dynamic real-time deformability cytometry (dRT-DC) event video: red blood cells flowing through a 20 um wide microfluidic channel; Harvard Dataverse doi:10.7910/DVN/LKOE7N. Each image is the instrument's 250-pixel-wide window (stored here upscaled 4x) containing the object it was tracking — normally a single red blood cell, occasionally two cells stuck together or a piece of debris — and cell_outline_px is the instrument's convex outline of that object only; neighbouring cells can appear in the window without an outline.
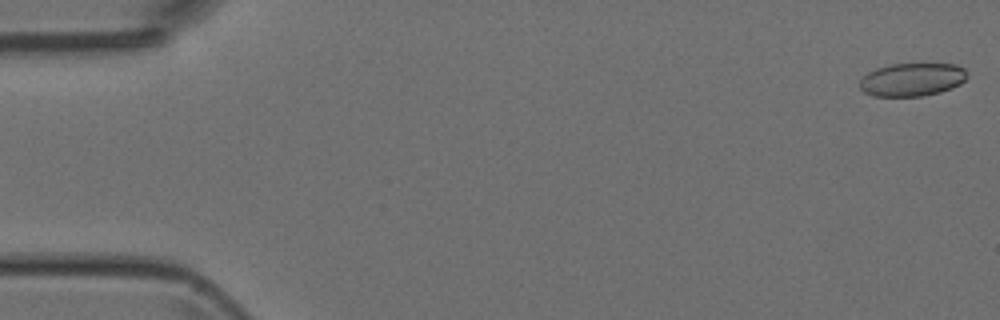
{"species": "Egyptian fruit bat (a non-hibernating species)", "species_latin": "Rousettus aegyptiacus", "temperature_condition": "room temperature", "stored_images_in_passage": 49, "camera_frame_rate_fps": 3000, "um_per_image_px": 0.085, "animal": {"sex": "female"}, "frame": {"image": 1, "passage_image": 1, "time_ms": 0.0, "image_size_px": [1000, 320], "cell_outline_px": [[968, 76], [960, 84], [952, 88], [940, 92], [924, 96], [872, 96], [864, 92], [860, 88], [860, 80], [868, 72], [876, 68], [888, 64], [924, 60], [956, 64], [964, 68], [968, 72]], "centroid_in_image_um": [77.58, 6.7], "position_along_channel_um": 7.4, "area_um2": 21.91}}
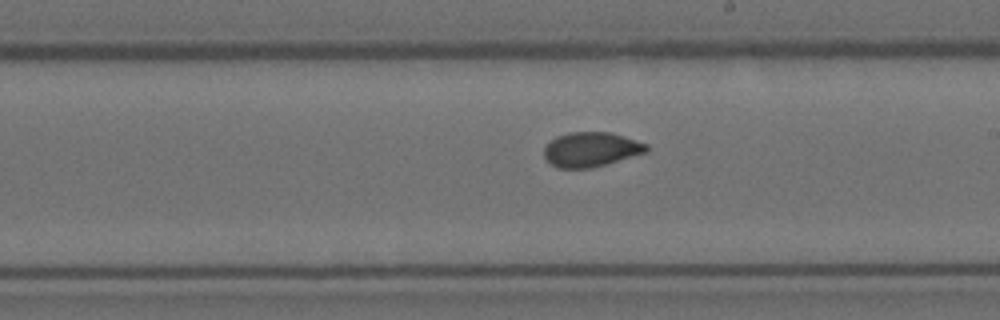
{"frame": {"image": 2, "passage_image": 28, "time_ms": 9.0, "image_size_px": [1000, 320], "cell_outline_px": [[648, 152], [604, 164], [588, 168], [556, 168], [544, 156], [544, 148], [556, 136], [568, 132], [612, 132], [648, 144]], "centroid_in_image_um": [50.24, 12.69], "position_along_channel_um": 238.8, "area_um2": 20.52}}
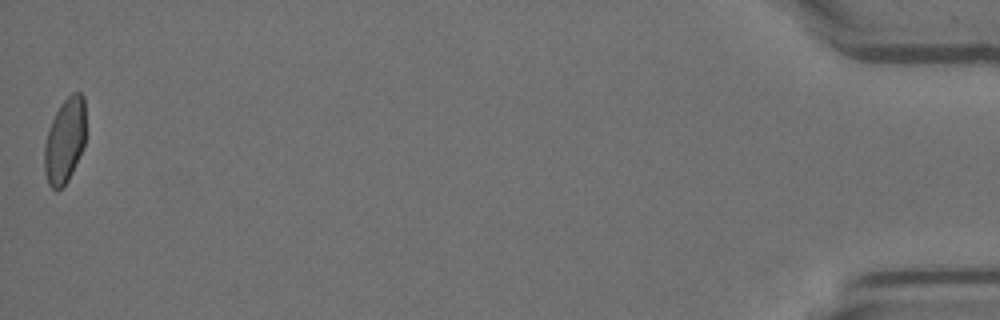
{"frame": {"image": 3, "passage_image": 49, "time_ms": 16.0, "image_size_px": [1000, 320], "cell_outline_px": [[84, 144], [72, 172], [68, 180], [56, 192], [48, 184], [44, 172], [44, 144], [48, 128], [60, 104], [72, 92], [80, 92], [84, 96]], "centroid_in_image_um": [5.48, 11.96], "position_along_channel_um": 429.7, "area_um2": 20.4}}